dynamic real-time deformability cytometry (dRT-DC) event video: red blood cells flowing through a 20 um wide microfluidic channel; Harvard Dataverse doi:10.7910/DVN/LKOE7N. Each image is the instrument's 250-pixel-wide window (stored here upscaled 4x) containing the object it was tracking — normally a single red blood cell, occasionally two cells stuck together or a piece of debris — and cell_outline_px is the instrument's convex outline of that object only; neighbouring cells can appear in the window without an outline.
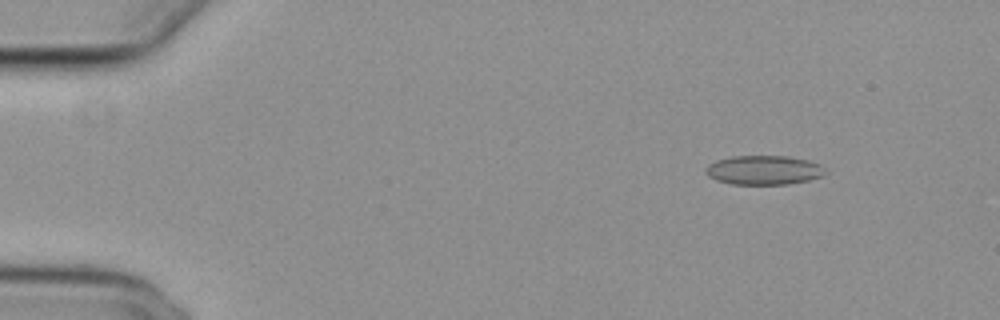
{"species": "common noctule bat (a hibernating species)", "species_latin": "Nyctalus noctula", "temperature_condition": "cold", "stored_images_in_passage": 55, "camera_frame_rate_fps": 3000, "um_per_image_px": 0.085, "animal": {"sex": "female", "body_mass_g": 29.2, "forearm_length_mm": 56.3}, "frame": {"image": 1, "passage_image": 7, "time_ms": 2.0, "image_size_px": [1000, 320], "cell_outline_px": [[828, 172], [824, 176], [808, 180], [788, 184], [732, 184], [716, 180], [708, 176], [704, 172], [708, 164], [716, 160], [732, 156], [788, 156], [808, 160], [820, 164]], "centroid_in_image_um": [64.93, 14.45], "position_along_channel_um": 20.1, "area_um2": 20.52}}
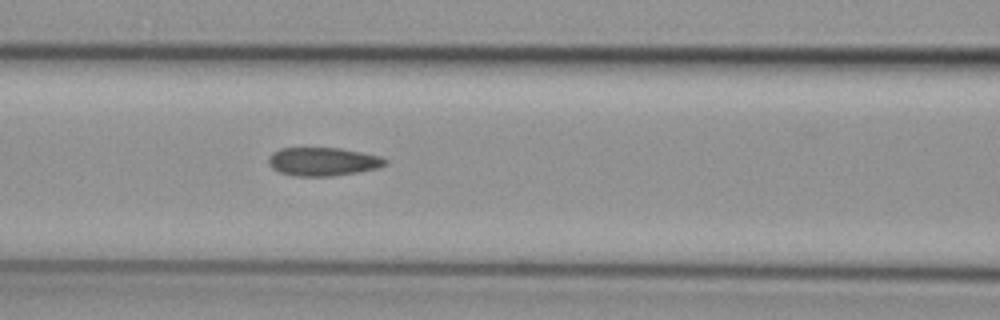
{"frame": {"image": 2, "passage_image": 24, "time_ms": 7.667, "image_size_px": [1000, 320], "cell_outline_px": [[388, 164], [380, 168], [332, 176], [292, 176], [280, 172], [272, 168], [268, 164], [268, 156], [272, 152], [280, 148], [340, 148], [380, 156], [388, 160]], "centroid_in_image_um": [27.44, 13.74], "position_along_channel_um": 139.2, "area_um2": 19.48}}
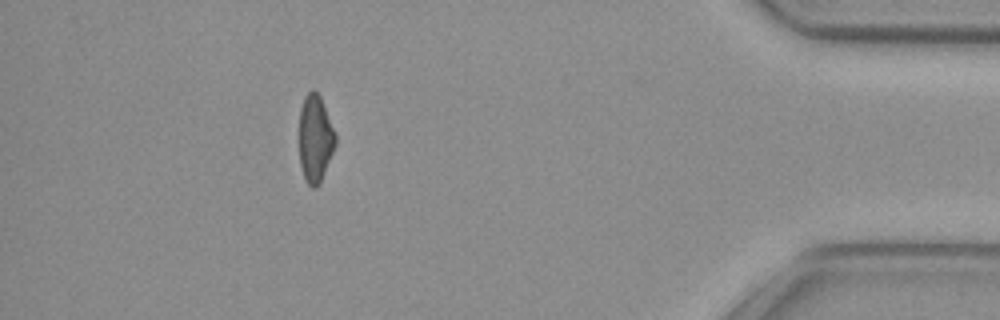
{"frame": {"image": 3, "passage_image": 49, "time_ms": 16.0, "image_size_px": [1000, 320], "cell_outline_px": [[336, 144], [320, 184], [316, 188], [312, 188], [308, 184], [304, 176], [300, 164], [300, 108], [304, 96], [312, 88], [320, 96], [336, 132]], "centroid_in_image_um": [26.81, 11.77], "position_along_channel_um": 408.4, "area_um2": 18.5}, "authors_computed_cell_mechanics": {"area_um2": 19.652, "velocity_mm_per_s": 3.8571, "shape_relaxation_time_tau1_ms": null, "shape_relaxation_time_tau2_ms": 3.6937, "deformation_change_tau1": null, "deformation_change_tau2": 0.1006}}